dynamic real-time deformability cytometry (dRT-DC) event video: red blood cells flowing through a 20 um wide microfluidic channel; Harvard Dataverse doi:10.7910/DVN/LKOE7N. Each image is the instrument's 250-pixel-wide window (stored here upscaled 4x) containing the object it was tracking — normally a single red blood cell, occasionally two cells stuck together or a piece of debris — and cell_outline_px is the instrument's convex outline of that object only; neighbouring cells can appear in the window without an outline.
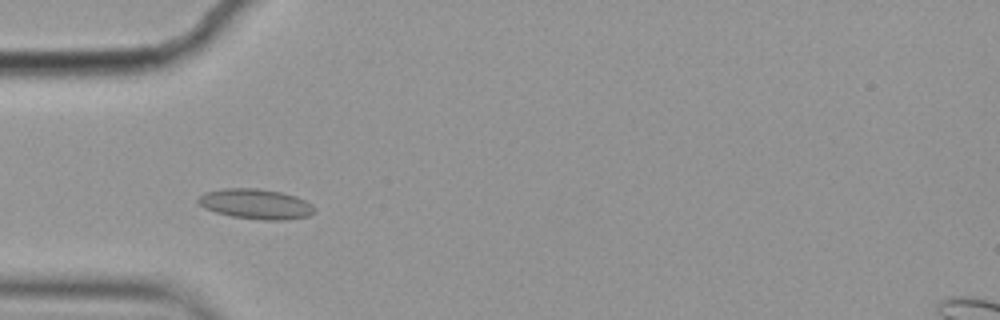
{"species": "common noctule bat (a hibernating species)", "species_latin": "Nyctalus noctula", "temperature_condition": "cold", "stored_images_in_passage": 3, "camera_frame_rate_fps": 3000, "um_per_image_px": 0.085, "animal": {"sex": "female", "body_mass_g": 19.9}, "frame": {"image": 1, "passage_image": 3, "time_ms": 0.667, "image_size_px": [1000, 320], "cell_outline_px": [[316, 212], [308, 216], [288, 220], [260, 220], [232, 216], [216, 212], [204, 208], [196, 200], [204, 192], [224, 188], [256, 188], [280, 192], [296, 196], [312, 204], [316, 208]], "centroid_in_image_um": [21.77, 17.34], "position_along_channel_um": 63.2, "area_um2": 20.52}}